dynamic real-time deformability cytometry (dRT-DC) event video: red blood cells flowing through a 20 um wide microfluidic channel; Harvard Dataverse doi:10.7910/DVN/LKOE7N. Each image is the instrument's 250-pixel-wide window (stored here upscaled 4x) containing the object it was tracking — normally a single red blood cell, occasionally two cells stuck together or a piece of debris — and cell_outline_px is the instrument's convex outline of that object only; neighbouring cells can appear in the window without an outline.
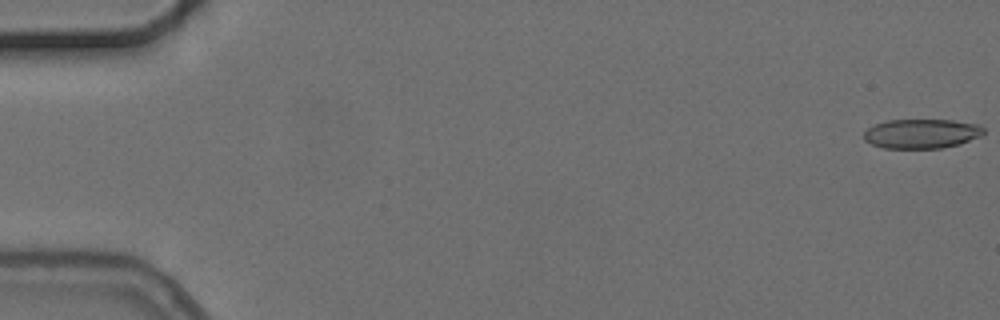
{"species": "common noctule bat (a hibernating species)", "species_latin": "Nyctalus noctula", "temperature_condition": "cold", "stored_images_in_passage": 5, "camera_frame_rate_fps": 3000, "um_per_image_px": 0.085, "animal": {"sex": "female", "body_mass_g": 24.6, "forearm_length_mm": 56.2}, "frame": {"image": 1, "passage_image": 1, "time_ms": 0.0, "image_size_px": [1000, 320], "cell_outline_px": [[984, 136], [960, 144], [940, 148], [884, 148], [872, 144], [864, 140], [864, 132], [868, 128], [876, 124], [888, 120], [952, 120], [980, 124], [984, 128]], "centroid_in_image_um": [78.39, 11.36], "position_along_channel_um": 6.6, "area_um2": 20.69}}
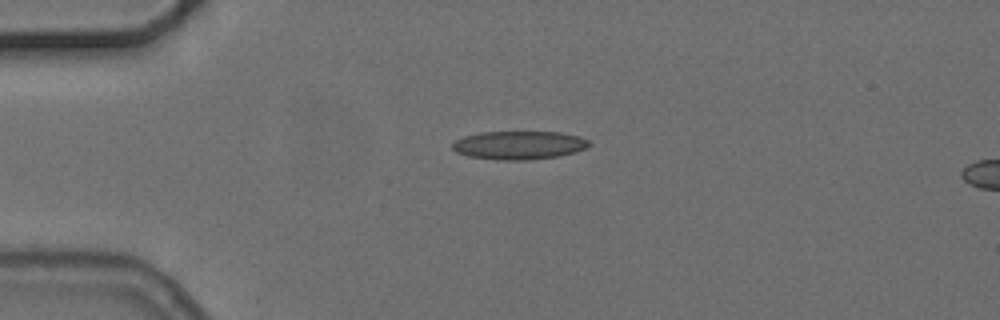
{"frame": {"image": 2, "passage_image": 4, "time_ms": 4.333, "image_size_px": [1000, 320], "cell_outline_px": [[588, 144], [584, 148], [560, 156], [532, 160], [500, 160], [468, 156], [456, 152], [452, 148], [452, 144], [456, 140], [464, 136], [480, 132], [560, 132], [580, 136], [588, 140]], "centroid_in_image_um": [44.08, 12.34], "position_along_channel_um": 40.9, "area_um2": 22.54}}